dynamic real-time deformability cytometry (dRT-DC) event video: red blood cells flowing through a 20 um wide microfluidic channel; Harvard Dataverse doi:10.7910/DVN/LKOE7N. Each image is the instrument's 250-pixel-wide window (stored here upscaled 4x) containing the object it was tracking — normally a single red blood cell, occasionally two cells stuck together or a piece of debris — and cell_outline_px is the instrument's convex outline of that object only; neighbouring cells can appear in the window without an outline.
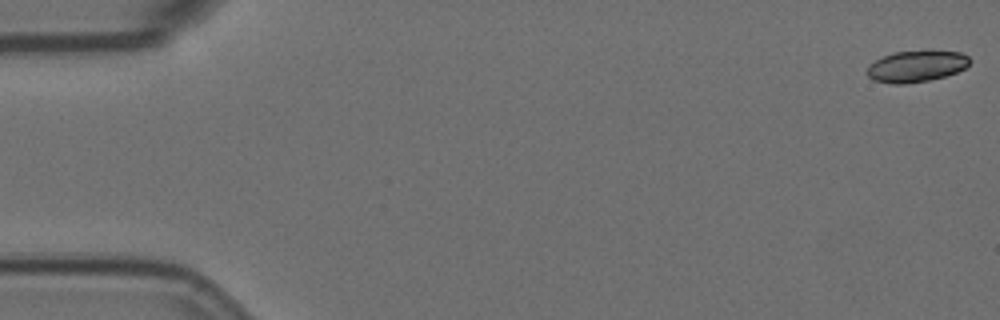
{"species": "Egyptian fruit bat (a non-hibernating species)", "species_latin": "Rousettus aegyptiacus", "temperature_condition": "room temperature", "stored_images_in_passage": 5, "camera_frame_rate_fps": 3000, "um_per_image_px": 0.085, "animal": {"sex": "female"}, "frame": {"image": 1, "passage_image": 1, "time_ms": 0.0, "image_size_px": [1000, 320], "cell_outline_px": [[972, 60], [964, 68], [956, 72], [944, 76], [928, 80], [904, 84], [892, 84], [872, 80], [864, 72], [876, 60], [892, 52], [924, 48], [928, 48], [960, 52], [968, 56]], "centroid_in_image_um": [77.9, 5.58], "position_along_channel_um": 7.1, "area_um2": 19.42}}